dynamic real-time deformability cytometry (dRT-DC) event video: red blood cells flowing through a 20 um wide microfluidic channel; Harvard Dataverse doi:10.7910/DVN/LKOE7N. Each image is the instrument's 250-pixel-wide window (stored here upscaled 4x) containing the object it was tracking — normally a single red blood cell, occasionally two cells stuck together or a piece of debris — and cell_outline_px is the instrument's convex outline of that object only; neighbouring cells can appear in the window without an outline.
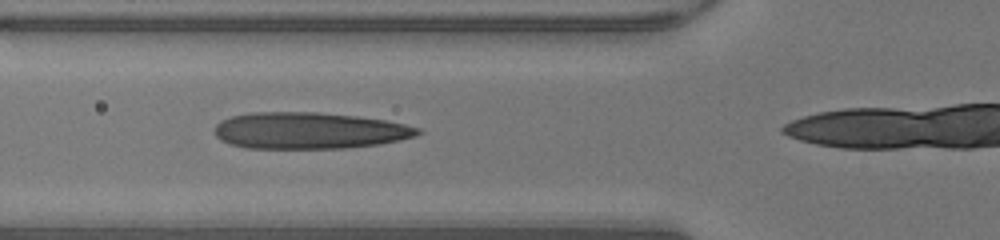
{"species": "human", "species_latin": "Homo sapiens", "temperature_condition": "warm", "stored_images_in_passage": 19, "camera_frame_rate_fps": 3000, "um_per_image_px": 0.085, "donor": {"sex": "male"}, "frame": {"image": 1, "passage_image": 10, "time_ms": 3.0, "image_size_px": [1000, 240], "cell_outline_px": [[424, 132], [416, 136], [400, 140], [380, 144], [348, 148], [248, 148], [232, 144], [220, 140], [216, 136], [216, 124], [220, 120], [232, 116], [252, 112], [316, 112], [356, 116], [384, 120], [404, 124], [420, 128]], "centroid_in_image_um": [26.31, 11.1], "position_along_channel_um": 99.5, "area_um2": 43.29}}
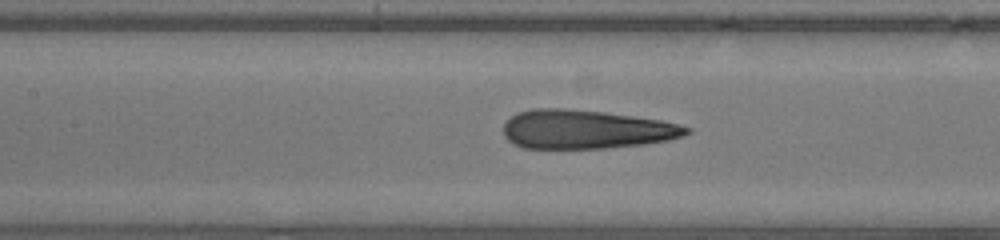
{"frame": {"image": 2, "passage_image": 14, "time_ms": 4.333, "image_size_px": [1000, 240], "cell_outline_px": [[692, 132], [684, 136], [668, 140], [640, 144], [604, 148], [524, 148], [508, 140], [504, 136], [504, 124], [516, 112], [532, 108], [568, 108], [604, 112], [660, 120], [692, 128]], "centroid_in_image_um": [49.79, 10.98], "position_along_channel_um": 157.6, "area_um2": 41.33}}
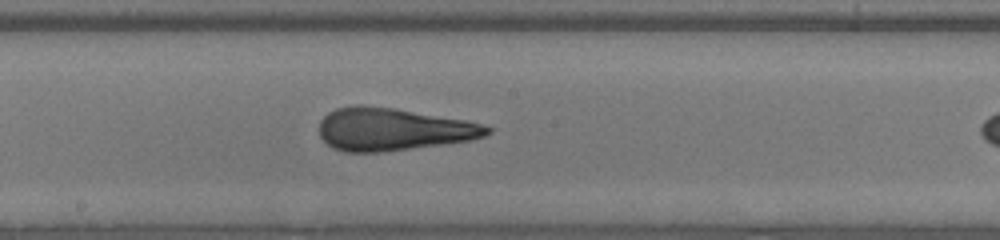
{"frame": {"image": 3, "passage_image": 18, "time_ms": 5.667, "image_size_px": [1000, 240], "cell_outline_px": [[492, 132], [484, 136], [468, 140], [444, 144], [380, 152], [344, 152], [332, 148], [320, 136], [320, 120], [328, 112], [336, 108], [356, 104], [360, 104], [396, 108], [464, 120], [484, 124], [492, 128]], "centroid_in_image_um": [33.38, 10.98], "position_along_channel_um": 214.8, "area_um2": 41.73}}